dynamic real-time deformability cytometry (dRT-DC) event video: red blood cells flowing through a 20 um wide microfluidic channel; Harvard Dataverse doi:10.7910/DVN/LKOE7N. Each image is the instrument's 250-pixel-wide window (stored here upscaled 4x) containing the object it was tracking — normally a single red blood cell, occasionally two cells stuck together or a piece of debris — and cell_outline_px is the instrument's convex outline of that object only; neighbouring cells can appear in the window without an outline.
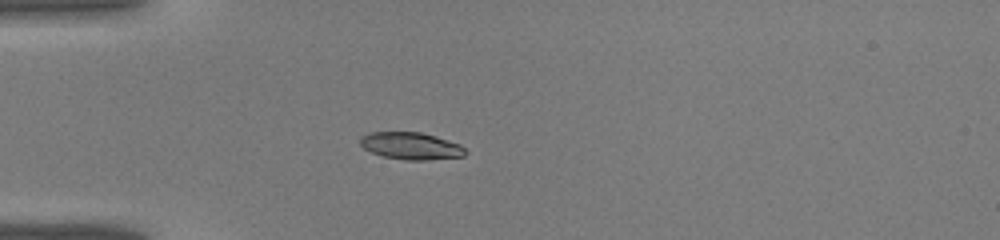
{"species": "common noctule bat (a hibernating species)", "species_latin": "Nyctalus noctula", "temperature_condition": "warm", "stored_images_in_passage": 31, "camera_frame_rate_fps": 3000, "um_per_image_px": 0.085, "animal": {"sex": "male", "body_mass_g": 19.0, "forearm_length_mm": 50.8}, "frame": {"image": 1, "passage_image": 1, "time_ms": 0.0, "image_size_px": [1000, 240], "cell_outline_px": [[468, 152], [464, 156], [428, 160], [404, 160], [384, 156], [372, 152], [364, 148], [360, 144], [360, 136], [372, 132], [420, 132], [436, 136], [460, 144]], "centroid_in_image_um": [34.95, 12.4], "position_along_channel_um": 50.0, "area_um2": 16.65}}
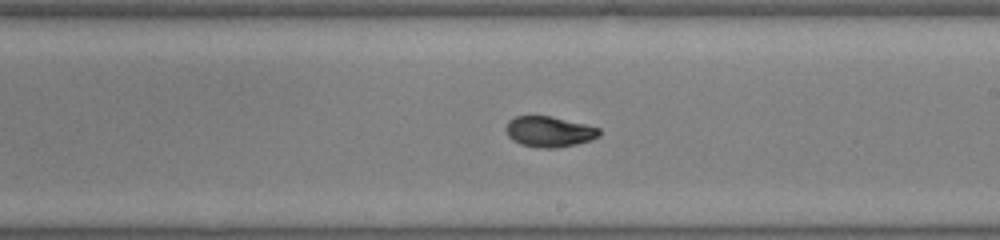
{"frame": {"image": 2, "passage_image": 14, "time_ms": 4.333, "image_size_px": [1000, 240], "cell_outline_px": [[600, 136], [592, 140], [576, 144], [556, 148], [536, 148], [520, 144], [512, 140], [508, 136], [508, 120], [516, 116], [548, 116], [584, 124], [600, 128]], "centroid_in_image_um": [46.7, 11.21], "position_along_channel_um": 242.3, "area_um2": 16.53}}
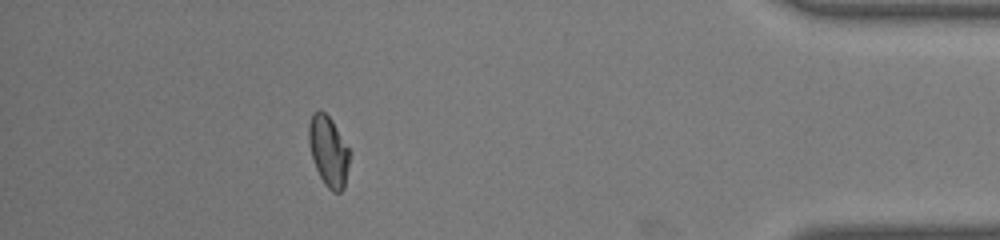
{"frame": {"image": 3, "passage_image": 27, "time_ms": 8.667, "image_size_px": [1000, 240], "cell_outline_px": [[352, 152], [344, 188], [340, 192], [332, 192], [324, 184], [312, 160], [308, 144], [308, 124], [312, 112], [320, 108], [332, 120]], "centroid_in_image_um": [27.92, 12.83], "position_along_channel_um": 407.3, "area_um2": 17.28}}